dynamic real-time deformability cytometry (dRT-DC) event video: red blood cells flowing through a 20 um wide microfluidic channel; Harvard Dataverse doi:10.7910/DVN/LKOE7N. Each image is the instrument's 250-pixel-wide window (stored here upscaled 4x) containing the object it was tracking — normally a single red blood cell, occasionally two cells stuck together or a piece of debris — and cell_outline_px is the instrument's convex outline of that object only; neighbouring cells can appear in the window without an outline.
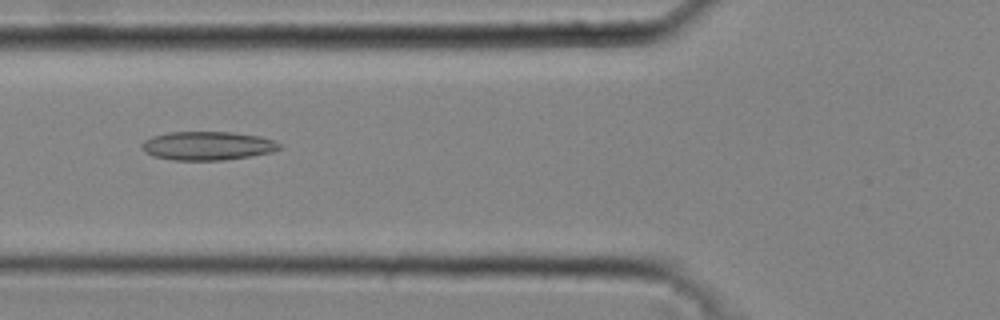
{"species": "common noctule bat (a hibernating species)", "species_latin": "Nyctalus noctula", "temperature_condition": "cold", "stored_images_in_passage": 31, "camera_frame_rate_fps": 3000, "um_per_image_px": 0.085, "animal": {"sex": "male", "body_mass_g": 20.4}, "frame": {"image": 1, "passage_image": 6, "time_ms": 1.667, "image_size_px": [1000, 320], "cell_outline_px": [[284, 148], [272, 152], [252, 156], [224, 160], [172, 160], [152, 156], [144, 152], [140, 144], [144, 140], [152, 136], [168, 132], [232, 132], [260, 136], [272, 140], [280, 144]], "centroid_in_image_um": [17.63, 12.39], "position_along_channel_um": 108.2, "area_um2": 23.24}}
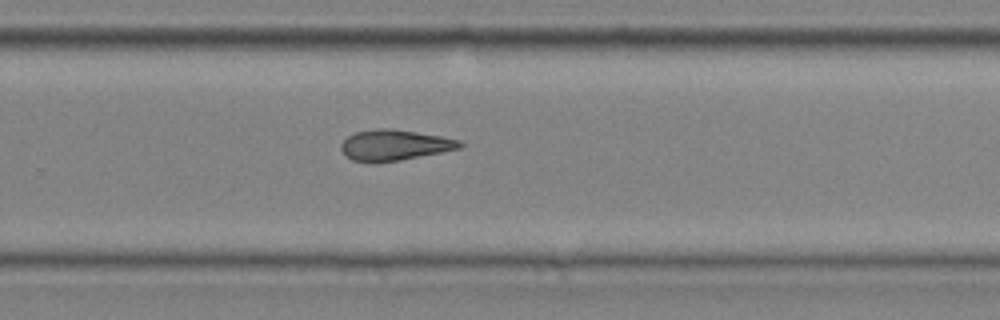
{"frame": {"image": 2, "passage_image": 19, "time_ms": 6.0, "image_size_px": [1000, 320], "cell_outline_px": [[464, 144], [460, 148], [400, 160], [352, 160], [340, 148], [340, 144], [348, 136], [356, 132], [380, 128], [392, 128], [440, 136], [460, 140]], "centroid_in_image_um": [33.56, 12.29], "position_along_channel_um": 296.2, "area_um2": 20.52}}
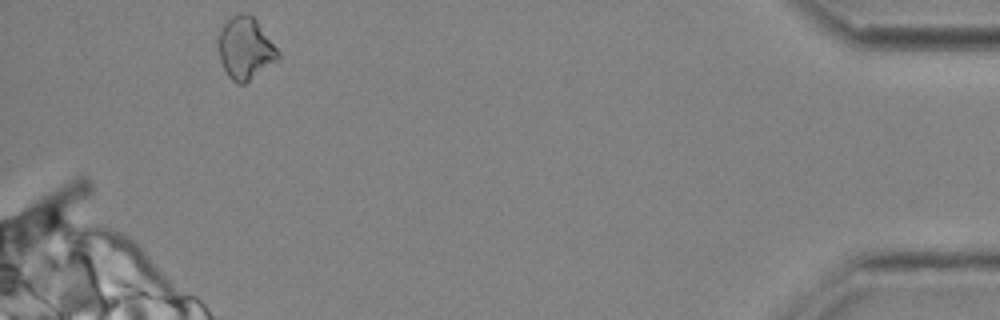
{"frame": {"image": 3, "passage_image": 31, "time_ms": 10.0, "image_size_px": [1000, 320], "cell_outline_px": [[280, 60], [244, 84], [236, 84], [228, 76], [220, 60], [220, 28], [232, 16], [240, 12], [248, 12], [256, 20], [280, 52]], "centroid_in_image_um": [20.89, 4.12], "position_along_channel_um": 414.3, "area_um2": 21.56}, "authors_computed_cell_mechanics": {"area_um2": 20.9236, "velocity_mm_per_s": 4.3445, "shape_relaxation_time_tau1_ms": null, "shape_relaxation_time_tau2_ms": 4.0991, "deformation_change_tau1": null, "deformation_change_tau2": 0.1333}}